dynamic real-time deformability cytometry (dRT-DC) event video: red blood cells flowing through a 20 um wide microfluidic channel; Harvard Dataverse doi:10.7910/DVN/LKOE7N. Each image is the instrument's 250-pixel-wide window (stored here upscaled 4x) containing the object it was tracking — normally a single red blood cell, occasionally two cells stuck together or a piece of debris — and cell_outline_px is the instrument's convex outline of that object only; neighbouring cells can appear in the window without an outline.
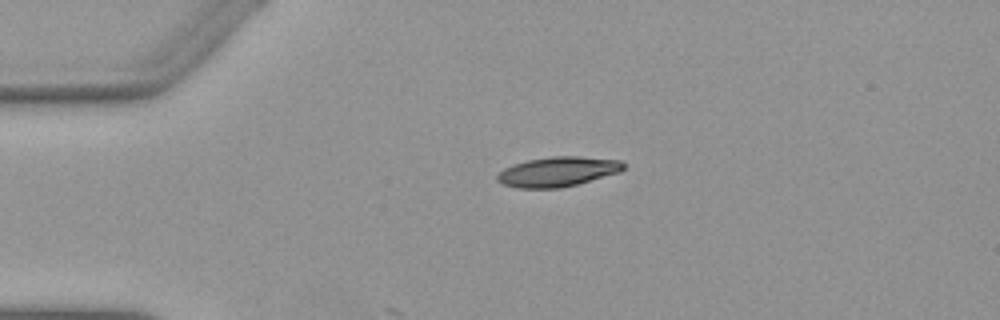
{"species": "Egyptian fruit bat (a non-hibernating species)", "species_latin": "Rousettus aegyptiacus", "temperature_condition": "warm", "stored_images_in_passage": 3, "camera_frame_rate_fps": 3000, "um_per_image_px": 0.085, "animal": {"sex": "female"}, "frame": {"image": 1, "passage_image": 1, "time_ms": 0.0, "image_size_px": [1000, 320], "cell_outline_px": [[628, 164], [620, 172], [576, 184], [560, 188], [516, 188], [500, 184], [496, 180], [496, 176], [504, 168], [512, 164], [528, 160], [552, 156], [580, 156], [620, 160]], "centroid_in_image_um": [47.39, 14.59], "position_along_channel_um": 37.6, "area_um2": 22.08}}